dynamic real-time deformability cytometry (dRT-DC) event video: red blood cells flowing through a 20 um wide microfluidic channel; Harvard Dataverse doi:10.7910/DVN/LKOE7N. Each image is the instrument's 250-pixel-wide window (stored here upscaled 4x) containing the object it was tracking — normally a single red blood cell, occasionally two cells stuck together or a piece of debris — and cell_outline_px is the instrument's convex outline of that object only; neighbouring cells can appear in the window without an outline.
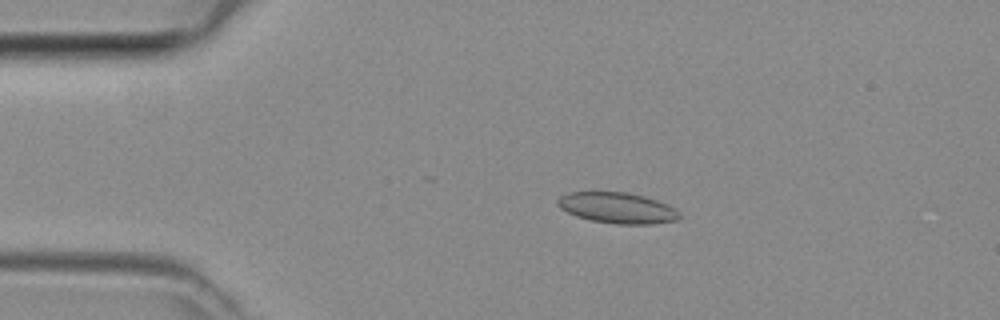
{"species": "common noctule bat (a hibernating species)", "species_latin": "Nyctalus noctula", "temperature_condition": "room temperature", "stored_images_in_passage": 37, "camera_frame_rate_fps": 3000, "um_per_image_px": 0.085, "animal": {"sex": "female", "body_mass_g": 29.2, "forearm_length_mm": 56.3}, "frame": {"image": 1, "passage_image": 9, "time_ms": 2.667, "image_size_px": [1000, 320], "cell_outline_px": [[684, 216], [680, 220], [652, 224], [616, 224], [588, 220], [576, 216], [560, 208], [556, 204], [556, 200], [560, 196], [568, 192], [624, 192], [644, 196], [656, 200], [680, 212]], "centroid_in_image_um": [52.47, 17.68], "position_along_channel_um": 32.5, "area_um2": 22.02}}
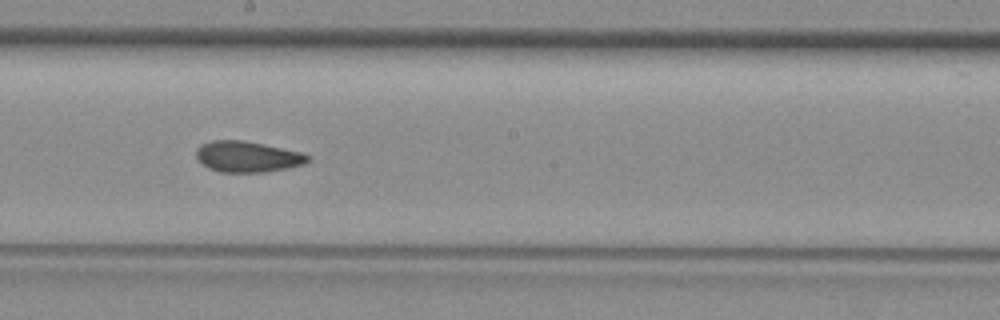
{"frame": {"image": 2, "passage_image": 25, "time_ms": 8.0, "image_size_px": [1000, 320], "cell_outline_px": [[312, 160], [304, 164], [288, 168], [264, 172], [220, 172], [208, 168], [196, 156], [196, 148], [200, 144], [212, 140], [244, 140], [300, 152], [312, 156]], "centroid_in_image_um": [21.05, 13.31], "position_along_channel_um": 227.1, "area_um2": 20.17}}
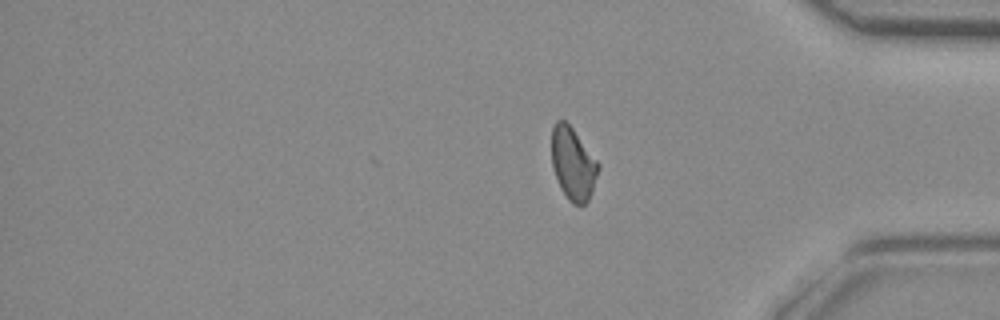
{"frame": {"image": 3, "passage_image": 37, "time_ms": 12.0, "image_size_px": [1000, 320], "cell_outline_px": [[600, 168], [592, 192], [588, 200], [584, 204], [572, 204], [568, 200], [560, 188], [552, 168], [552, 128], [556, 120], [564, 120], [572, 128], [600, 164]], "centroid_in_image_um": [48.7, 13.93], "position_along_channel_um": 386.5, "area_um2": 19.71}}